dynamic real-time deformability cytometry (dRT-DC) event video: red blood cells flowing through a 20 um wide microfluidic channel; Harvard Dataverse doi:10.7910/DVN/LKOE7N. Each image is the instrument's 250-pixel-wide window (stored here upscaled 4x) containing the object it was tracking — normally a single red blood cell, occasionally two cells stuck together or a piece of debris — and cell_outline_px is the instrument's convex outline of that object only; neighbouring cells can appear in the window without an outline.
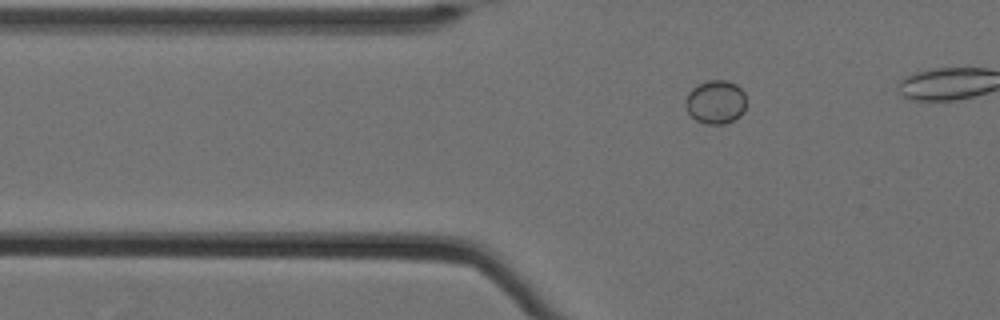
{"species": "Egyptian fruit bat (a non-hibernating species)", "species_latin": "Rousettus aegyptiacus", "temperature_condition": "cold", "stored_images_in_passage": 44, "camera_frame_rate_fps": 3000, "um_per_image_px": 0.085, "animal": {"sex": "female"}, "frame": {"image": 1, "passage_image": 12, "time_ms": 3.667, "image_size_px": [1000, 320], "cell_outline_px": [[744, 112], [740, 116], [724, 124], [704, 124], [696, 120], [688, 112], [684, 100], [688, 92], [692, 88], [708, 80], [728, 80], [736, 84], [744, 92]], "centroid_in_image_um": [60.81, 8.67], "position_along_channel_um": 65.0, "area_um2": 15.43}}
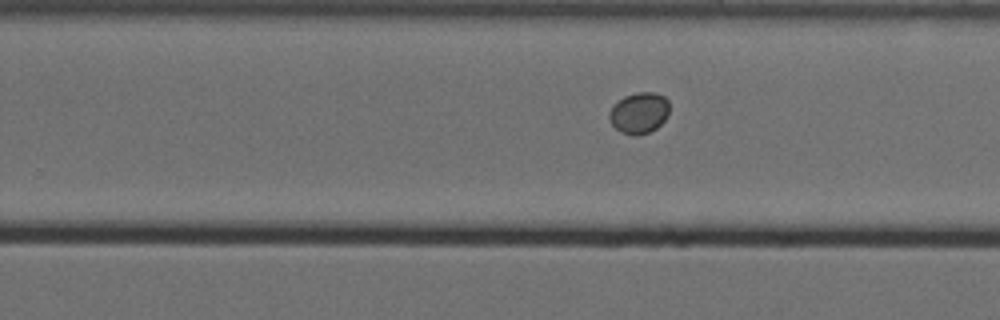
{"frame": {"image": 2, "passage_image": 31, "time_ms": 10.0, "image_size_px": [1000, 320], "cell_outline_px": [[668, 116], [656, 128], [648, 132], [636, 136], [620, 132], [612, 124], [608, 116], [608, 112], [624, 96], [636, 92], [656, 92], [664, 96], [668, 100]], "centroid_in_image_um": [54.33, 9.59], "position_along_channel_um": 275.5, "area_um2": 14.33}}
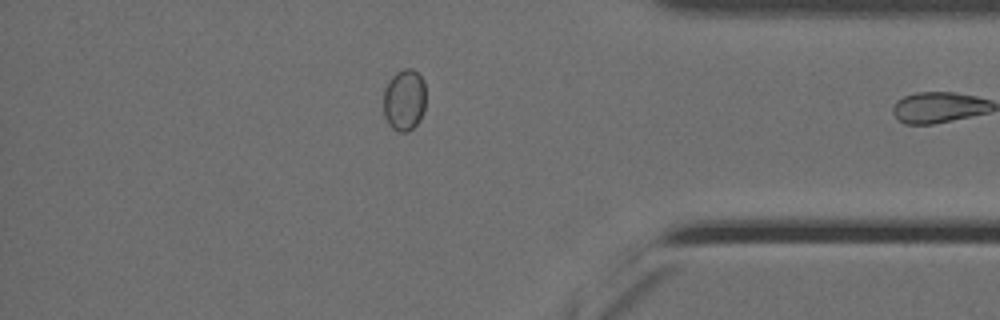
{"frame": {"image": 3, "passage_image": 43, "time_ms": 14.0, "image_size_px": [1000, 320], "cell_outline_px": [[424, 112], [420, 120], [408, 132], [400, 132], [392, 128], [388, 124], [384, 116], [384, 88], [388, 80], [396, 72], [404, 68], [412, 68], [424, 80]], "centroid_in_image_um": [34.35, 8.49], "position_along_channel_um": 400.9, "area_um2": 15.32}}